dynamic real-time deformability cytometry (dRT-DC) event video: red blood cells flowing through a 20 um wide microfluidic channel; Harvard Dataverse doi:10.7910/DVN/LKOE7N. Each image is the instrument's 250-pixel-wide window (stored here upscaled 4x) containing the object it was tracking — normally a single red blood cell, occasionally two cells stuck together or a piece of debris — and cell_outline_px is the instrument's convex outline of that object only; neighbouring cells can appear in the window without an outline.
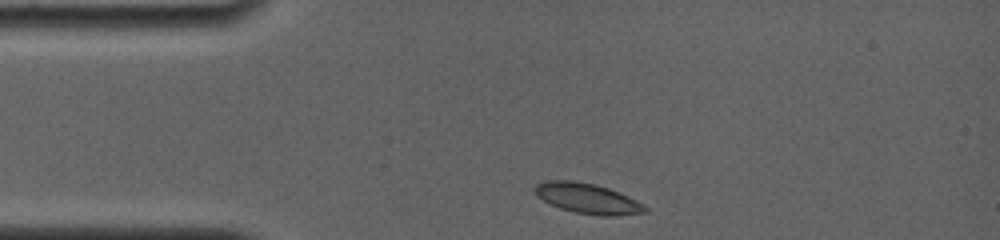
{"species": "common noctule bat (a hibernating species)", "species_latin": "Nyctalus noctula", "temperature_condition": "room temperature", "stored_images_in_passage": 25, "camera_frame_rate_fps": 4000, "um_per_image_px": 0.085, "animal": {"sex": "female", "body_mass_g": 19.0, "forearm_length_mm": 56.7}, "frame": {"image": 1, "passage_image": 1, "time_ms": 0.0, "image_size_px": [1000, 240], "cell_outline_px": [[648, 212], [616, 216], [600, 216], [576, 212], [560, 208], [536, 196], [532, 188], [536, 184], [544, 180], [572, 180], [596, 184], [608, 188], [628, 196], [644, 204], [648, 208]], "centroid_in_image_um": [49.94, 16.86], "position_along_channel_um": 35.1, "area_um2": 19.59}}
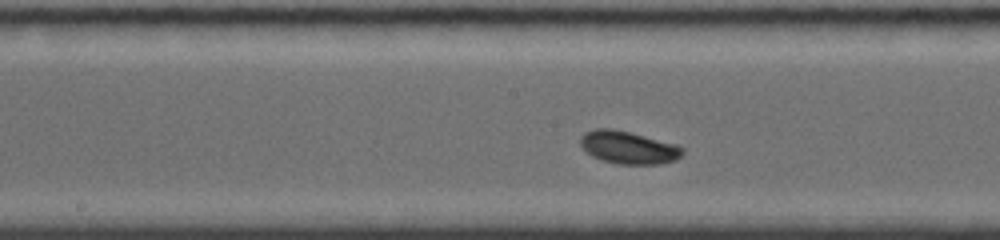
{"frame": {"image": 2, "passage_image": 15, "time_ms": 5.0, "image_size_px": [1000, 240], "cell_outline_px": [[684, 152], [676, 160], [660, 164], [616, 164], [600, 160], [592, 156], [580, 144], [580, 136], [584, 132], [596, 128], [612, 128], [680, 144], [684, 148]], "centroid_in_image_um": [53.44, 12.53], "position_along_channel_um": 194.8, "area_um2": 19.77}}
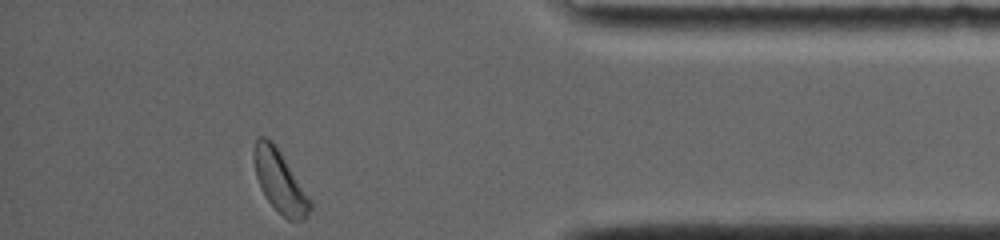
{"frame": {"image": 3, "passage_image": 25, "time_ms": 11.25, "image_size_px": [1000, 240], "cell_outline_px": [[312, 208], [304, 220], [288, 220], [268, 200], [260, 188], [256, 176], [252, 156], [252, 152], [256, 140], [260, 136], [264, 136], [272, 140], [280, 152], [312, 204]], "centroid_in_image_um": [23.73, 15.39], "position_along_channel_um": 411.5, "area_um2": 19.71}, "authors_computed_cell_mechanics": {"area_um2": 19.1896, "velocity_mm_per_s": 3.7793, "shape_relaxation_time_tau1_ms": 2.4631, "shape_relaxation_time_tau2_ms": null, "deformation_change_tau1": 0.0709, "deformation_change_tau2": null}}